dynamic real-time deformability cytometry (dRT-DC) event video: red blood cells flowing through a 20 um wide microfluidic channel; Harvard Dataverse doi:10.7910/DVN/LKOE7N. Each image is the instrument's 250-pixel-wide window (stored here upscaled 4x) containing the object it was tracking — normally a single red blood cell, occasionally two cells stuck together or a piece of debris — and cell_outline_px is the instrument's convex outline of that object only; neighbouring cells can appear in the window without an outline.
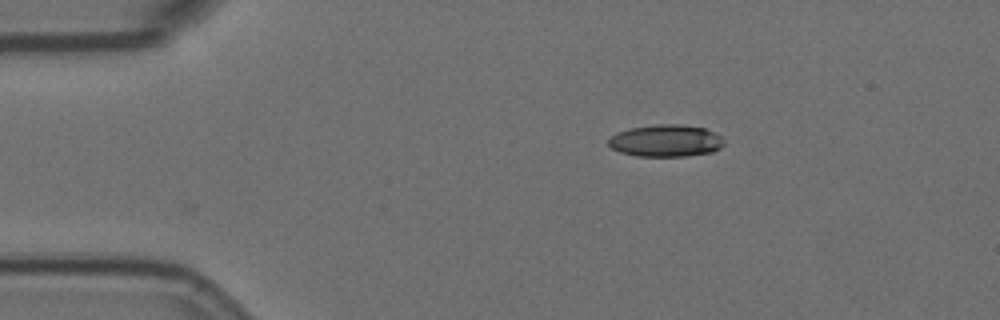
{"species": "Egyptian fruit bat (a non-hibernating species)", "species_latin": "Rousettus aegyptiacus", "temperature_condition": "room temperature", "stored_images_in_passage": 3, "camera_frame_rate_fps": 3000, "um_per_image_px": 0.085, "animal": {"sex": "female"}, "frame": {"image": 1, "passage_image": 1, "time_ms": 0.0, "image_size_px": [1000, 320], "cell_outline_px": [[724, 144], [720, 148], [712, 152], [684, 156], [636, 156], [620, 152], [612, 148], [608, 144], [608, 140], [612, 136], [620, 132], [632, 128], [656, 124], [676, 124], [704, 128], [720, 136], [724, 140]], "centroid_in_image_um": [56.6, 11.97], "position_along_channel_um": 28.4, "area_um2": 21.33}}
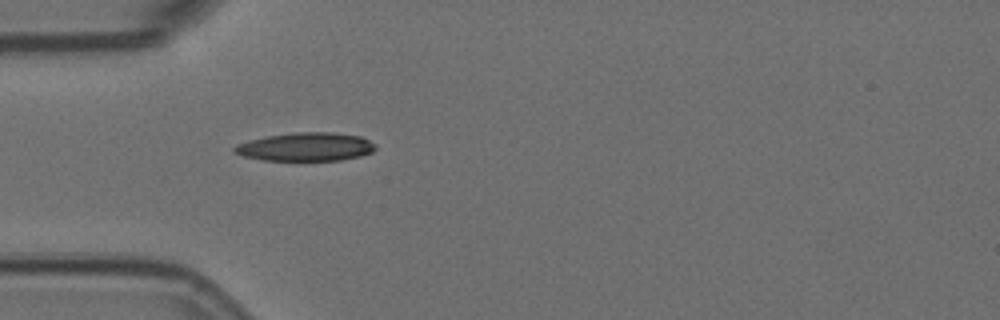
{"frame": {"image": 2, "passage_image": 3, "time_ms": 0.667, "image_size_px": [1000, 320], "cell_outline_px": [[376, 148], [372, 152], [360, 156], [340, 160], [264, 160], [244, 156], [232, 152], [232, 148], [236, 144], [248, 140], [268, 136], [296, 132], [332, 132], [360, 136], [376, 144]], "centroid_in_image_um": [25.98, 12.48], "position_along_channel_um": 59.0, "area_um2": 23.35}}